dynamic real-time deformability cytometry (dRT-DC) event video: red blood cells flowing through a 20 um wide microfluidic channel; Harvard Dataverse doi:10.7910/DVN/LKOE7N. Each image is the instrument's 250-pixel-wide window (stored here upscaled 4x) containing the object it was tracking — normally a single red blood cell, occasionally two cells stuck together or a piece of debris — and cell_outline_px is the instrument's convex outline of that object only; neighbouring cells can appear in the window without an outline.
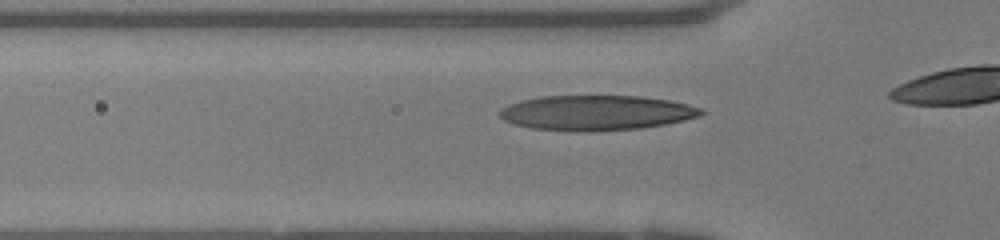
{"species": "human", "species_latin": "Homo sapiens", "temperature_condition": "warm", "stored_images_in_passage": 9, "camera_frame_rate_fps": 3000, "um_per_image_px": 0.085, "donor": {"sex": "female"}, "frame": {"image": 1, "passage_image": 4, "time_ms": 1.0, "image_size_px": [1000, 240], "cell_outline_px": [[708, 112], [700, 116], [684, 120], [664, 124], [640, 128], [592, 132], [576, 132], [532, 128], [512, 124], [504, 120], [496, 112], [500, 108], [508, 104], [520, 100], [540, 96], [640, 96], [672, 100], [704, 108]], "centroid_in_image_um": [50.69, 9.59], "position_along_channel_um": 75.1, "area_um2": 41.79}}
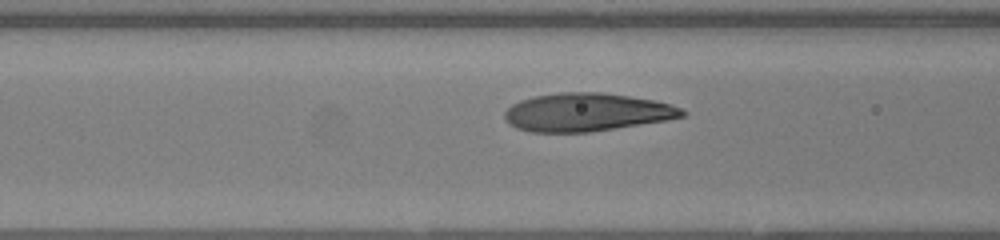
{"frame": {"image": 2, "passage_image": 7, "time_ms": 2.0, "image_size_px": [1000, 240], "cell_outline_px": [[688, 112], [684, 116], [664, 120], [588, 132], [532, 132], [516, 128], [508, 124], [504, 120], [504, 112], [512, 104], [520, 100], [532, 96], [560, 92], [604, 92], [656, 100], [680, 108]], "centroid_in_image_um": [49.81, 9.53], "position_along_channel_um": 116.8, "area_um2": 39.42}}